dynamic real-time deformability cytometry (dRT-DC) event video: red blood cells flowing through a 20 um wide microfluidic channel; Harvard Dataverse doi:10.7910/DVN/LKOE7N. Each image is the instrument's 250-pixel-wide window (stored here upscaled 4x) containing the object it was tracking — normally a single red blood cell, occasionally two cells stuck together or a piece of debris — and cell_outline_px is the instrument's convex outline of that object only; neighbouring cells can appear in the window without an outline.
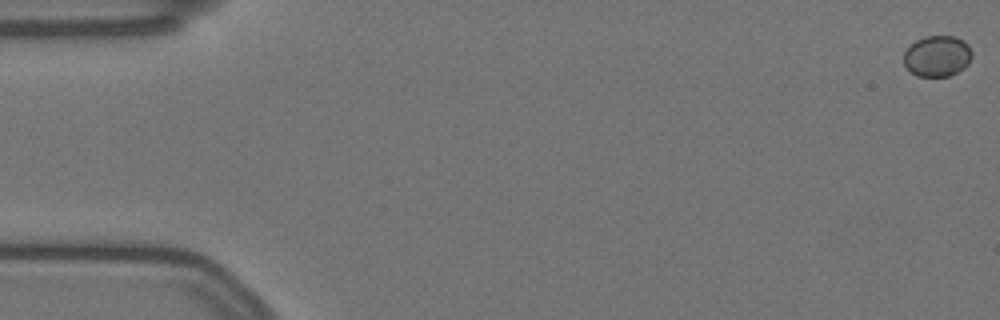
{"species": "Egyptian fruit bat (a non-hibernating species)", "species_latin": "Rousettus aegyptiacus", "temperature_condition": "warm", "stored_images_in_passage": 59, "camera_frame_rate_fps": 3000, "um_per_image_px": 0.085, "animal": {"sex": "female"}, "frame": {"image": 1, "passage_image": 1, "time_ms": 0.0, "image_size_px": [1000, 320], "cell_outline_px": [[972, 56], [968, 64], [964, 68], [948, 76], [916, 76], [904, 64], [904, 52], [916, 40], [924, 36], [956, 36], [964, 40], [968, 44], [972, 52]], "centroid_in_image_um": [79.69, 4.75], "position_along_channel_um": 5.3, "area_um2": 16.3}}
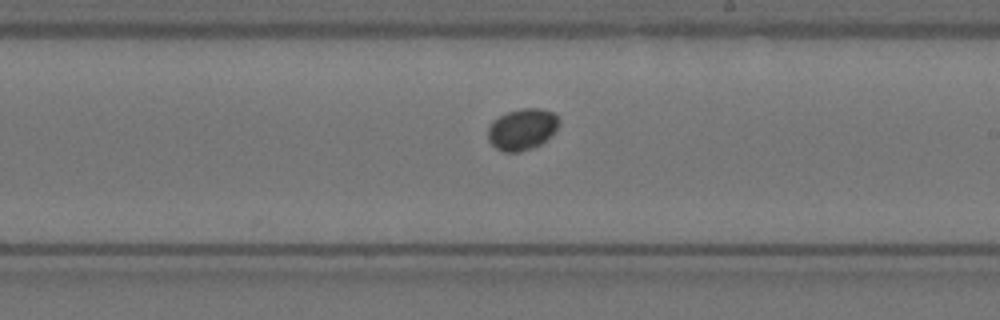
{"frame": {"image": 2, "passage_image": 34, "time_ms": 11.0, "image_size_px": [1000, 320], "cell_outline_px": [[560, 124], [540, 144], [532, 148], [520, 152], [504, 152], [496, 148], [488, 140], [488, 128], [492, 120], [508, 112], [520, 108], [540, 108], [552, 112], [560, 120]], "centroid_in_image_um": [44.35, 10.98], "position_along_channel_um": 244.6, "area_um2": 16.99}}
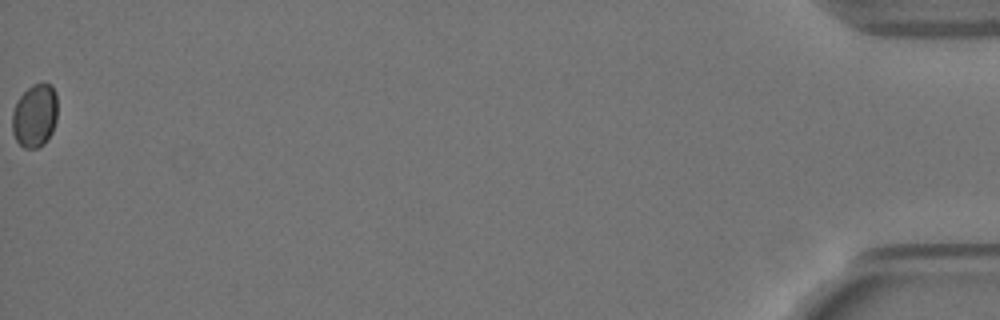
{"frame": {"image": 3, "passage_image": 59, "time_ms": 19.333, "image_size_px": [1000, 320], "cell_outline_px": [[56, 120], [52, 132], [44, 144], [36, 148], [24, 148], [16, 140], [12, 132], [12, 112], [16, 100], [32, 84], [52, 84], [56, 92]], "centroid_in_image_um": [2.94, 9.83], "position_along_channel_um": 432.3, "area_um2": 16.76}}